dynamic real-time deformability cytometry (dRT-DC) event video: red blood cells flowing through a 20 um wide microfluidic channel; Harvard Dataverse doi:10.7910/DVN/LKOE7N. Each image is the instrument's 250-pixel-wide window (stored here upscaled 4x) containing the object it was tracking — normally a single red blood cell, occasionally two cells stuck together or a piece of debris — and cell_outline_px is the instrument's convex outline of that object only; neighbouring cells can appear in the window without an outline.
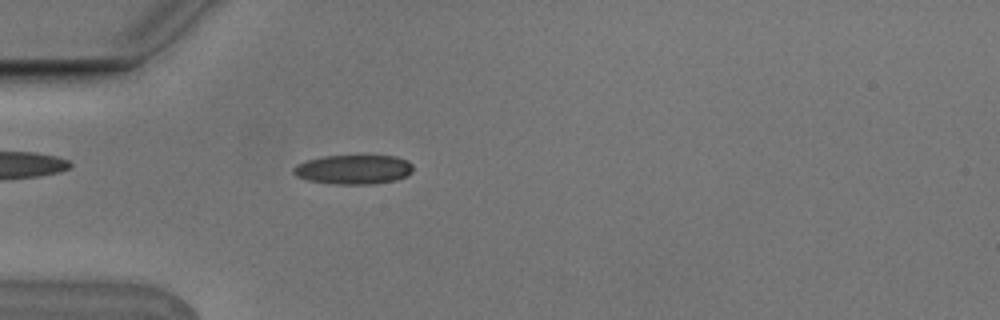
{"species": "Egyptian fruit bat (a non-hibernating species)", "species_latin": "Rousettus aegyptiacus", "temperature_condition": "cold", "stored_images_in_passage": 2, "camera_frame_rate_fps": 3000, "um_per_image_px": 0.085, "animal": {"sex": "male"}, "frame": {"image": 1, "passage_image": 2, "time_ms": 0.333, "image_size_px": [1000, 320], "cell_outline_px": [[412, 172], [408, 176], [396, 180], [372, 184], [336, 184], [308, 180], [296, 176], [292, 172], [292, 168], [296, 164], [308, 160], [324, 156], [396, 156], [408, 160], [412, 164]], "centroid_in_image_um": [30.06, 14.41], "position_along_channel_um": 54.9, "area_um2": 20.52}}